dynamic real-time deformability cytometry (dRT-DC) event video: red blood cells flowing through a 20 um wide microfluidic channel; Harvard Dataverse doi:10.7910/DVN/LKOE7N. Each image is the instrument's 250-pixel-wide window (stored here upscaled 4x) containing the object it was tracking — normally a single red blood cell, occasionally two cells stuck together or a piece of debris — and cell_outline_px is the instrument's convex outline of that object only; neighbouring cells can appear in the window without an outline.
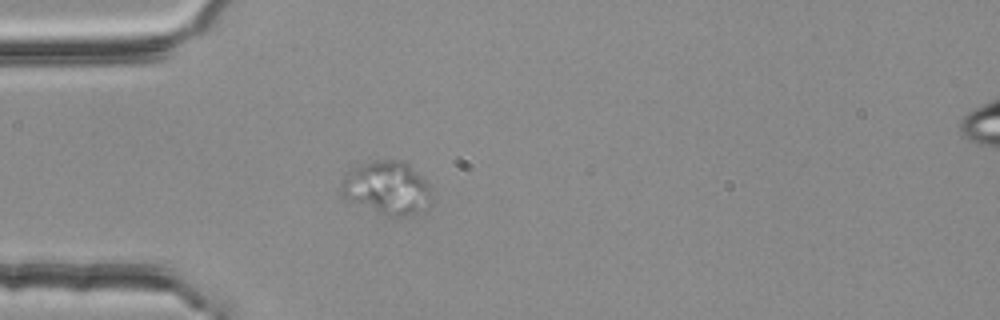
{"species": "common noctule bat (a hibernating species)", "species_latin": "Nyctalus noctula", "temperature_condition": "room temperature", "stored_images_in_passage": 1, "camera_frame_rate_fps": 3000, "um_per_image_px": 0.085, "animal": {"sex": "female", "body_mass_g": 25.1}, "frame": {"image": 1, "passage_image": 1, "time_ms": 0.0, "image_size_px": [1000, 320], "cell_outline_px": [[432, 188], [420, 208], [416, 212], [408, 216], [384, 216], [348, 200], [340, 196], [340, 184], [344, 176], [348, 172], [364, 164], [376, 160], [400, 160], [416, 172]], "centroid_in_image_um": [32.78, 15.98], "position_along_channel_um": 52.2, "area_um2": 27.17}}